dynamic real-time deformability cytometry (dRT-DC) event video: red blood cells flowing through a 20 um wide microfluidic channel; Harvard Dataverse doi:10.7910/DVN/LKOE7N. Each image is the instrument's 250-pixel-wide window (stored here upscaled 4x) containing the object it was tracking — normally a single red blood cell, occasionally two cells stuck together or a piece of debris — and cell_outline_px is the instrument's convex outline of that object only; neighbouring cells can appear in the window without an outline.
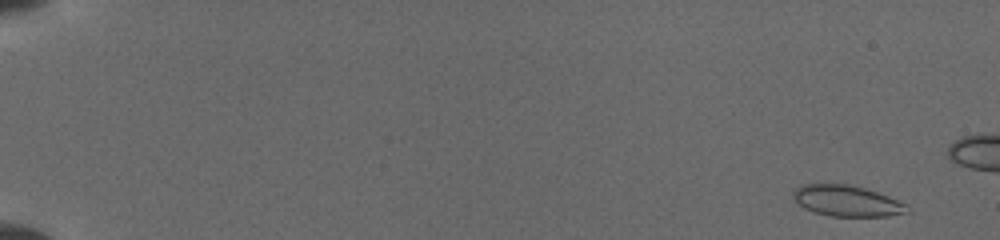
{"species": "common noctule bat (a hibernating species)", "species_latin": "Nyctalus noctula", "temperature_condition": "cold", "stored_images_in_passage": 12, "camera_frame_rate_fps": 3000, "um_per_image_px": 0.085, "animal": {"sex": "female", "body_mass_g": 19.5, "forearm_length_mm": 54.1}, "frame": {"image": 1, "passage_image": 3, "time_ms": 0.667, "image_size_px": [1000, 240], "cell_outline_px": [[912, 212], [888, 216], [828, 216], [804, 208], [792, 196], [792, 192], [800, 184], [852, 184], [888, 196], [908, 204]], "centroid_in_image_um": [72.02, 17.07], "position_along_channel_um": 13.0, "area_um2": 20.69}}